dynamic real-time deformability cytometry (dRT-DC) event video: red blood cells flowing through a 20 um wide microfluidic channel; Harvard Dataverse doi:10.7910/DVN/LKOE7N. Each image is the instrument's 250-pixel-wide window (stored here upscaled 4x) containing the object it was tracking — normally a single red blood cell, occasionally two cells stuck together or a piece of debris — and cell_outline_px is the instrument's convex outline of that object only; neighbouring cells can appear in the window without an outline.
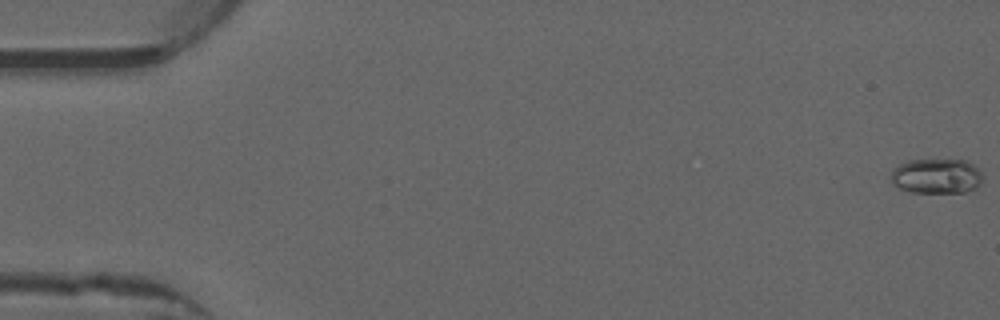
{"species": "common noctule bat (a hibernating species)", "species_latin": "Nyctalus noctula", "temperature_condition": "warm", "stored_images_in_passage": 49, "camera_frame_rate_fps": 3000, "um_per_image_px": 0.085, "animal": {"sex": "male", "forearm_length_mm": 52.5}, "frame": {"image": 1, "passage_image": 1, "time_ms": 0.0, "image_size_px": [1000, 320], "cell_outline_px": [[984, 180], [976, 188], [964, 192], [912, 192], [900, 188], [892, 184], [892, 168], [908, 160], [968, 160], [984, 176]], "centroid_in_image_um": [79.62, 14.96], "position_along_channel_um": 5.4, "area_um2": 18.73}}
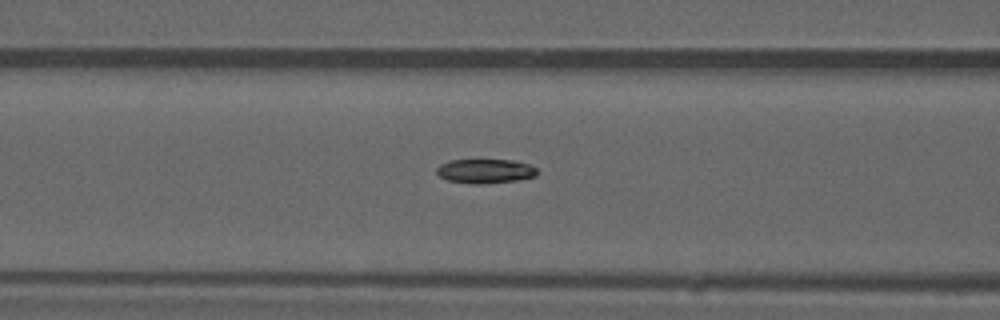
{"frame": {"image": 2, "passage_image": 22, "time_ms": 7.0, "image_size_px": [1000, 320], "cell_outline_px": [[540, 172], [536, 176], [516, 180], [484, 184], [476, 184], [448, 180], [440, 176], [436, 172], [436, 168], [440, 164], [452, 160], [512, 160], [528, 164], [536, 168]], "centroid_in_image_um": [41.27, 14.54], "position_along_channel_um": 125.3, "area_um2": 14.16}}
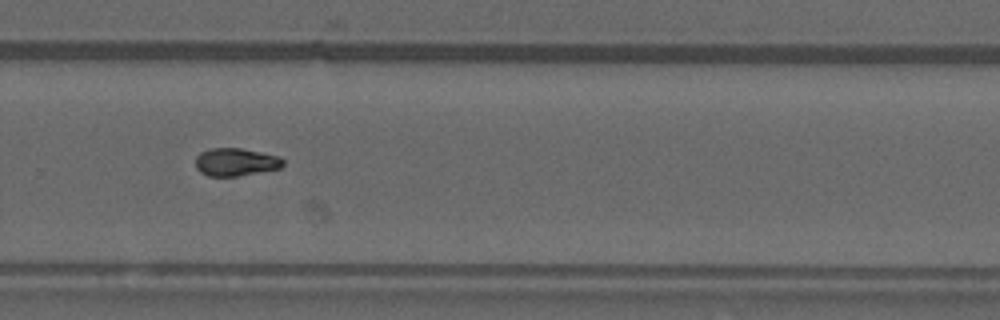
{"frame": {"image": 3, "passage_image": 36, "time_ms": 11.667, "image_size_px": [1000, 320], "cell_outline_px": [[284, 164], [280, 168], [236, 176], [208, 176], [200, 172], [196, 168], [196, 156], [200, 152], [208, 148], [240, 148], [280, 156], [284, 160]], "centroid_in_image_um": [20.02, 13.76], "position_along_channel_um": 309.8, "area_um2": 14.22}, "authors_computed_cell_mechanics": {"area_um2": 14.7968, "velocity_mm_per_s": 3.9595, "shape_relaxation_time_tau1_ms": 10.3641, "shape_relaxation_time_tau2_ms": 4.4496, "deformation_change_tau1": 0.2087, "deformation_change_tau2": 0.0776}}